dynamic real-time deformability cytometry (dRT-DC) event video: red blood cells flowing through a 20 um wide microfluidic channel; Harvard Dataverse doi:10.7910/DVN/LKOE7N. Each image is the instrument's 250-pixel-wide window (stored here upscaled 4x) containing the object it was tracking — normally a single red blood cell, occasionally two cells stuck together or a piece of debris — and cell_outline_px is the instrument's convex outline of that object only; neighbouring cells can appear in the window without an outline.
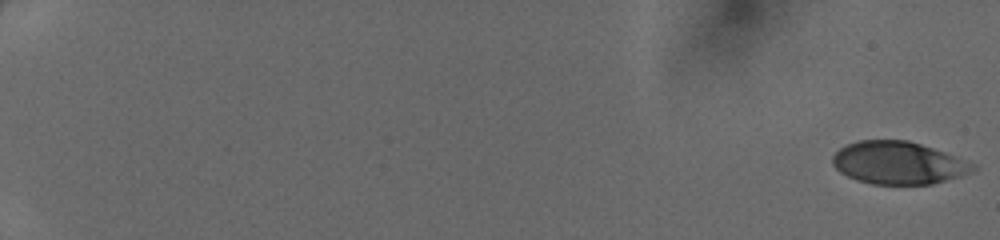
{"species": "human", "species_latin": "Homo sapiens", "temperature_condition": "cold", "stored_images_in_passage": 12, "camera_frame_rate_fps": 3000, "um_per_image_px": 0.085, "donor": {"sex": "female"}, "frame": {"image": 1, "passage_image": 1, "time_ms": 0.0, "image_size_px": [1000, 240], "cell_outline_px": [[976, 168], [960, 176], [932, 184], [872, 184], [856, 180], [840, 172], [832, 164], [832, 156], [840, 148], [856, 140], [908, 140], [944, 152], [976, 164]], "centroid_in_image_um": [76.32, 13.84], "position_along_channel_um": 8.7, "area_um2": 34.62}}
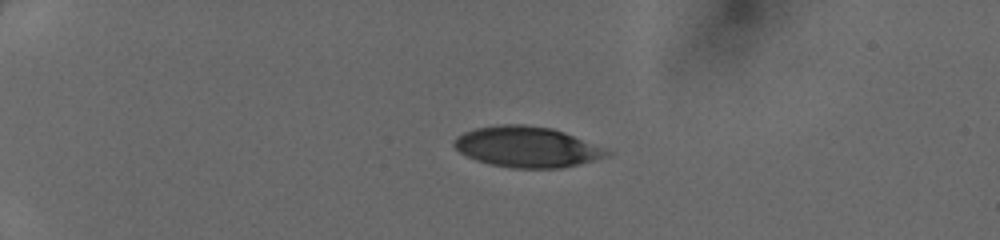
{"frame": {"image": 2, "passage_image": 7, "time_ms": 2.0, "image_size_px": [1000, 240], "cell_outline_px": [[612, 152], [608, 156], [580, 164], [560, 168], [512, 168], [488, 164], [476, 160], [460, 152], [452, 144], [452, 140], [456, 136], [464, 132], [476, 128], [500, 124], [524, 124], [552, 128], [564, 132], [608, 148]], "centroid_in_image_um": [44.81, 12.49], "position_along_channel_um": 40.2, "area_um2": 36.53}}
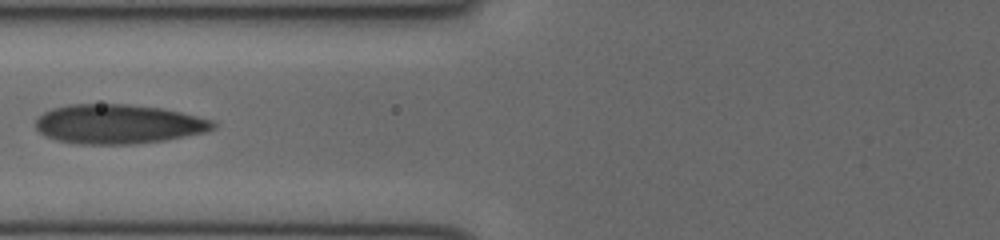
{"frame": {"image": 3, "passage_image": 12, "time_ms": 3.667, "image_size_px": [1000, 240], "cell_outline_px": [[216, 128], [204, 132], [164, 140], [132, 144], [76, 144], [56, 140], [44, 136], [36, 128], [36, 120], [44, 112], [52, 108], [68, 104], [128, 104], [164, 108], [212, 120], [216, 124]], "centroid_in_image_um": [10.03, 10.54], "position_along_channel_um": 115.8, "area_um2": 40.75}}